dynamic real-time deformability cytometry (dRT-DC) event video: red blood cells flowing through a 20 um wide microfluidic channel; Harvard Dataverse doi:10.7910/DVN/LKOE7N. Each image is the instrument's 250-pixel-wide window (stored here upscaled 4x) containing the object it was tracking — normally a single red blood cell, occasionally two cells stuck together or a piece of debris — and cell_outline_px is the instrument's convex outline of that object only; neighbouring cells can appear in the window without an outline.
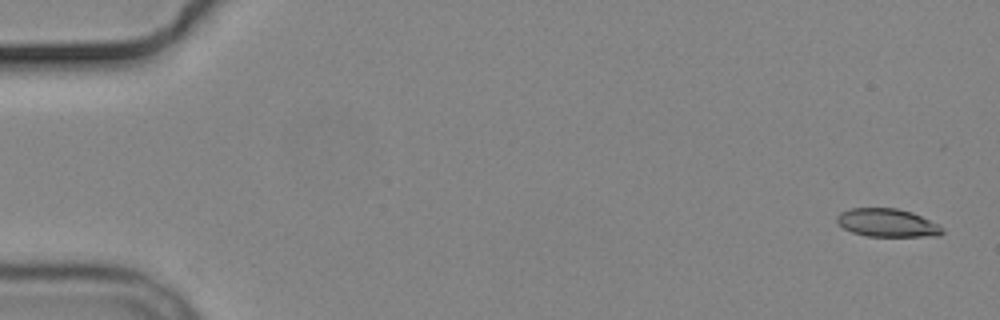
{"species": "common noctule bat (a hibernating species)", "species_latin": "Nyctalus noctula", "temperature_condition": "cold", "stored_images_in_passage": 4, "camera_frame_rate_fps": 3000, "um_per_image_px": 0.085, "animal": {"sex": "male", "body_mass_g": 19.2, "forearm_length_mm": 51.8}, "frame": {"image": 1, "passage_image": 1, "time_ms": 0.0, "image_size_px": [1000, 320], "cell_outline_px": [[944, 232], [940, 236], [864, 236], [852, 232], [844, 228], [836, 220], [836, 216], [840, 212], [852, 208], [896, 208], [912, 212], [940, 224], [944, 228]], "centroid_in_image_um": [75.46, 18.94], "position_along_channel_um": 9.5, "area_um2": 17.46}}
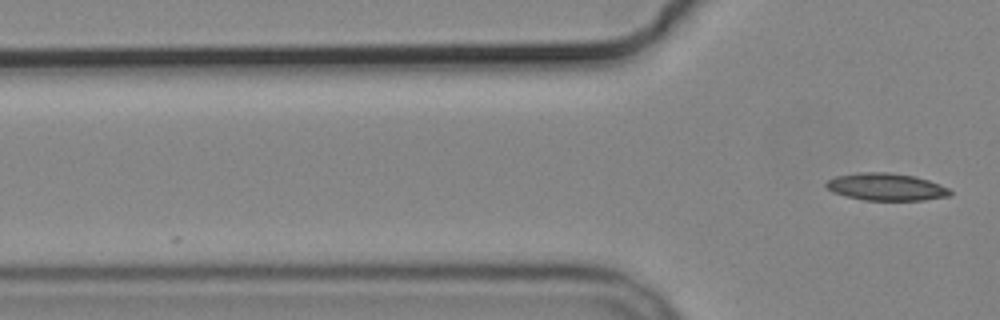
{"frame": {"image": 2, "passage_image": 4, "time_ms": 4.667, "image_size_px": [1000, 320], "cell_outline_px": [[952, 196], [924, 200], [864, 200], [832, 192], [824, 184], [828, 180], [836, 176], [860, 172], [888, 172], [916, 176], [940, 184], [948, 188], [952, 192]], "centroid_in_image_um": [75.36, 15.88], "position_along_channel_um": 50.4, "area_um2": 19.77}}